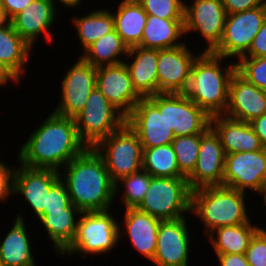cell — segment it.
<instances>
[{"instance_id":"1","label":"cell","mask_w":266,"mask_h":266,"mask_svg":"<svg viewBox=\"0 0 266 266\" xmlns=\"http://www.w3.org/2000/svg\"><path fill=\"white\" fill-rule=\"evenodd\" d=\"M26 137L18 151L17 163L29 168L60 171L88 147L79 138L75 120L51 112Z\"/></svg>"},{"instance_id":"2","label":"cell","mask_w":266,"mask_h":266,"mask_svg":"<svg viewBox=\"0 0 266 266\" xmlns=\"http://www.w3.org/2000/svg\"><path fill=\"white\" fill-rule=\"evenodd\" d=\"M60 171L71 203L81 212L112 210L116 200L115 183L93 148H87Z\"/></svg>"},{"instance_id":"3","label":"cell","mask_w":266,"mask_h":266,"mask_svg":"<svg viewBox=\"0 0 266 266\" xmlns=\"http://www.w3.org/2000/svg\"><path fill=\"white\" fill-rule=\"evenodd\" d=\"M223 60L228 61V58L201 52L193 63L190 81L184 93L211 117L225 113L230 80L236 71V61L232 60L227 65Z\"/></svg>"},{"instance_id":"4","label":"cell","mask_w":266,"mask_h":266,"mask_svg":"<svg viewBox=\"0 0 266 266\" xmlns=\"http://www.w3.org/2000/svg\"><path fill=\"white\" fill-rule=\"evenodd\" d=\"M225 186H206L191 192V213L204 224V233L219 227L252 222L247 194ZM247 207V208H246Z\"/></svg>"},{"instance_id":"5","label":"cell","mask_w":266,"mask_h":266,"mask_svg":"<svg viewBox=\"0 0 266 266\" xmlns=\"http://www.w3.org/2000/svg\"><path fill=\"white\" fill-rule=\"evenodd\" d=\"M110 211L82 212L73 241L60 255L83 258L90 254H106L116 248L119 243V217L115 218Z\"/></svg>"},{"instance_id":"6","label":"cell","mask_w":266,"mask_h":266,"mask_svg":"<svg viewBox=\"0 0 266 266\" xmlns=\"http://www.w3.org/2000/svg\"><path fill=\"white\" fill-rule=\"evenodd\" d=\"M191 192L186 177H152L142 202L136 207L160 220L191 214Z\"/></svg>"},{"instance_id":"7","label":"cell","mask_w":266,"mask_h":266,"mask_svg":"<svg viewBox=\"0 0 266 266\" xmlns=\"http://www.w3.org/2000/svg\"><path fill=\"white\" fill-rule=\"evenodd\" d=\"M93 149L103 159L114 183L142 169V145L127 122L99 141Z\"/></svg>"},{"instance_id":"8","label":"cell","mask_w":266,"mask_h":266,"mask_svg":"<svg viewBox=\"0 0 266 266\" xmlns=\"http://www.w3.org/2000/svg\"><path fill=\"white\" fill-rule=\"evenodd\" d=\"M81 141L93 148L126 123V117L96 87L83 109L74 117Z\"/></svg>"},{"instance_id":"9","label":"cell","mask_w":266,"mask_h":266,"mask_svg":"<svg viewBox=\"0 0 266 266\" xmlns=\"http://www.w3.org/2000/svg\"><path fill=\"white\" fill-rule=\"evenodd\" d=\"M126 122L137 133L142 148L171 144L175 138L165 120V93L141 98Z\"/></svg>"},{"instance_id":"10","label":"cell","mask_w":266,"mask_h":266,"mask_svg":"<svg viewBox=\"0 0 266 266\" xmlns=\"http://www.w3.org/2000/svg\"><path fill=\"white\" fill-rule=\"evenodd\" d=\"M265 17L266 2L250 10L227 14L222 39L211 53L230 58L229 60H238L248 52Z\"/></svg>"},{"instance_id":"11","label":"cell","mask_w":266,"mask_h":266,"mask_svg":"<svg viewBox=\"0 0 266 266\" xmlns=\"http://www.w3.org/2000/svg\"><path fill=\"white\" fill-rule=\"evenodd\" d=\"M226 16L222 0H186L184 35L198 32L207 42L202 52H212L222 39Z\"/></svg>"},{"instance_id":"12","label":"cell","mask_w":266,"mask_h":266,"mask_svg":"<svg viewBox=\"0 0 266 266\" xmlns=\"http://www.w3.org/2000/svg\"><path fill=\"white\" fill-rule=\"evenodd\" d=\"M61 80V95L56 108L58 115L74 118L85 106L88 96L96 88L97 67L80 56Z\"/></svg>"},{"instance_id":"13","label":"cell","mask_w":266,"mask_h":266,"mask_svg":"<svg viewBox=\"0 0 266 266\" xmlns=\"http://www.w3.org/2000/svg\"><path fill=\"white\" fill-rule=\"evenodd\" d=\"M266 182V147L258 151L226 154L223 186L256 194Z\"/></svg>"},{"instance_id":"14","label":"cell","mask_w":266,"mask_h":266,"mask_svg":"<svg viewBox=\"0 0 266 266\" xmlns=\"http://www.w3.org/2000/svg\"><path fill=\"white\" fill-rule=\"evenodd\" d=\"M190 48L184 43L173 48L158 49V93H185L193 63L200 55L190 51Z\"/></svg>"},{"instance_id":"15","label":"cell","mask_w":266,"mask_h":266,"mask_svg":"<svg viewBox=\"0 0 266 266\" xmlns=\"http://www.w3.org/2000/svg\"><path fill=\"white\" fill-rule=\"evenodd\" d=\"M188 217L161 220L153 266H188L191 244ZM191 243V244H190ZM190 255V256H189Z\"/></svg>"},{"instance_id":"16","label":"cell","mask_w":266,"mask_h":266,"mask_svg":"<svg viewBox=\"0 0 266 266\" xmlns=\"http://www.w3.org/2000/svg\"><path fill=\"white\" fill-rule=\"evenodd\" d=\"M226 153L219 135L210 126L200 134V149L195 169L187 177L191 190L206 186H223Z\"/></svg>"},{"instance_id":"17","label":"cell","mask_w":266,"mask_h":266,"mask_svg":"<svg viewBox=\"0 0 266 266\" xmlns=\"http://www.w3.org/2000/svg\"><path fill=\"white\" fill-rule=\"evenodd\" d=\"M96 87L126 118L141 100L132 86L130 73L124 62L97 67Z\"/></svg>"},{"instance_id":"18","label":"cell","mask_w":266,"mask_h":266,"mask_svg":"<svg viewBox=\"0 0 266 266\" xmlns=\"http://www.w3.org/2000/svg\"><path fill=\"white\" fill-rule=\"evenodd\" d=\"M60 171L29 168L18 163L14 175L13 194H20L34 216L41 217L46 207V193L60 179Z\"/></svg>"},{"instance_id":"19","label":"cell","mask_w":266,"mask_h":266,"mask_svg":"<svg viewBox=\"0 0 266 266\" xmlns=\"http://www.w3.org/2000/svg\"><path fill=\"white\" fill-rule=\"evenodd\" d=\"M165 120L175 137L202 134L211 126V116L185 94L165 93Z\"/></svg>"},{"instance_id":"20","label":"cell","mask_w":266,"mask_h":266,"mask_svg":"<svg viewBox=\"0 0 266 266\" xmlns=\"http://www.w3.org/2000/svg\"><path fill=\"white\" fill-rule=\"evenodd\" d=\"M52 0H34L27 8L14 16L10 23L15 31L34 48L36 40L44 35L48 43L53 42V34L50 32L57 22V11Z\"/></svg>"},{"instance_id":"21","label":"cell","mask_w":266,"mask_h":266,"mask_svg":"<svg viewBox=\"0 0 266 266\" xmlns=\"http://www.w3.org/2000/svg\"><path fill=\"white\" fill-rule=\"evenodd\" d=\"M266 113V92L247 81L237 71L229 84L228 105L225 116L244 122Z\"/></svg>"},{"instance_id":"22","label":"cell","mask_w":266,"mask_h":266,"mask_svg":"<svg viewBox=\"0 0 266 266\" xmlns=\"http://www.w3.org/2000/svg\"><path fill=\"white\" fill-rule=\"evenodd\" d=\"M124 210L123 224H120V220L118 224L119 245L123 233H126V238H129L131 247L138 251L141 256L146 257L148 261H152L156 251L157 233L161 220L138 208H126Z\"/></svg>"},{"instance_id":"23","label":"cell","mask_w":266,"mask_h":266,"mask_svg":"<svg viewBox=\"0 0 266 266\" xmlns=\"http://www.w3.org/2000/svg\"><path fill=\"white\" fill-rule=\"evenodd\" d=\"M157 58L158 49L140 46L129 48L125 57L128 61L124 63L129 70L132 86L141 98L158 93Z\"/></svg>"},{"instance_id":"24","label":"cell","mask_w":266,"mask_h":266,"mask_svg":"<svg viewBox=\"0 0 266 266\" xmlns=\"http://www.w3.org/2000/svg\"><path fill=\"white\" fill-rule=\"evenodd\" d=\"M211 127L219 135L226 154L265 148L249 122L235 120L224 114L215 115L211 117Z\"/></svg>"},{"instance_id":"25","label":"cell","mask_w":266,"mask_h":266,"mask_svg":"<svg viewBox=\"0 0 266 266\" xmlns=\"http://www.w3.org/2000/svg\"><path fill=\"white\" fill-rule=\"evenodd\" d=\"M25 218L17 213L12 228L0 240V265L36 266Z\"/></svg>"},{"instance_id":"26","label":"cell","mask_w":266,"mask_h":266,"mask_svg":"<svg viewBox=\"0 0 266 266\" xmlns=\"http://www.w3.org/2000/svg\"><path fill=\"white\" fill-rule=\"evenodd\" d=\"M82 212L71 204L63 211H44L38 218L47 236L54 244V252L60 255L73 241ZM47 230V231H46Z\"/></svg>"},{"instance_id":"27","label":"cell","mask_w":266,"mask_h":266,"mask_svg":"<svg viewBox=\"0 0 266 266\" xmlns=\"http://www.w3.org/2000/svg\"><path fill=\"white\" fill-rule=\"evenodd\" d=\"M33 48L15 31L10 23L0 29V63L20 83L27 74L28 59Z\"/></svg>"},{"instance_id":"28","label":"cell","mask_w":266,"mask_h":266,"mask_svg":"<svg viewBox=\"0 0 266 266\" xmlns=\"http://www.w3.org/2000/svg\"><path fill=\"white\" fill-rule=\"evenodd\" d=\"M181 37L184 40L187 38L184 35V19H163L148 15L138 46L151 49L173 48L185 43Z\"/></svg>"},{"instance_id":"29","label":"cell","mask_w":266,"mask_h":266,"mask_svg":"<svg viewBox=\"0 0 266 266\" xmlns=\"http://www.w3.org/2000/svg\"><path fill=\"white\" fill-rule=\"evenodd\" d=\"M116 11H112L114 30L128 48L141 43L147 13L137 0H121Z\"/></svg>"},{"instance_id":"30","label":"cell","mask_w":266,"mask_h":266,"mask_svg":"<svg viewBox=\"0 0 266 266\" xmlns=\"http://www.w3.org/2000/svg\"><path fill=\"white\" fill-rule=\"evenodd\" d=\"M247 222L239 225L219 227L206 238L213 246L215 255L245 254L251 238L260 229L256 223Z\"/></svg>"},{"instance_id":"31","label":"cell","mask_w":266,"mask_h":266,"mask_svg":"<svg viewBox=\"0 0 266 266\" xmlns=\"http://www.w3.org/2000/svg\"><path fill=\"white\" fill-rule=\"evenodd\" d=\"M100 8V9H99ZM78 17L72 18V25H74L75 33L77 34L80 50L83 52L95 41L114 30V20L111 9L98 7L92 9V12H87Z\"/></svg>"},{"instance_id":"32","label":"cell","mask_w":266,"mask_h":266,"mask_svg":"<svg viewBox=\"0 0 266 266\" xmlns=\"http://www.w3.org/2000/svg\"><path fill=\"white\" fill-rule=\"evenodd\" d=\"M128 50V46L123 42L119 34L113 30L91 44L79 56L92 66L100 67L124 62L123 56L126 57L128 55Z\"/></svg>"},{"instance_id":"33","label":"cell","mask_w":266,"mask_h":266,"mask_svg":"<svg viewBox=\"0 0 266 266\" xmlns=\"http://www.w3.org/2000/svg\"><path fill=\"white\" fill-rule=\"evenodd\" d=\"M142 169L152 177H185L180 171L171 144L142 148Z\"/></svg>"},{"instance_id":"34","label":"cell","mask_w":266,"mask_h":266,"mask_svg":"<svg viewBox=\"0 0 266 266\" xmlns=\"http://www.w3.org/2000/svg\"><path fill=\"white\" fill-rule=\"evenodd\" d=\"M152 176L145 170L133 173L121 178L115 183V197L121 194V201L124 208H136L143 200L151 183ZM123 188H122V187ZM121 188L123 190H121ZM123 192V194H122Z\"/></svg>"},{"instance_id":"35","label":"cell","mask_w":266,"mask_h":266,"mask_svg":"<svg viewBox=\"0 0 266 266\" xmlns=\"http://www.w3.org/2000/svg\"><path fill=\"white\" fill-rule=\"evenodd\" d=\"M179 171L187 178L195 169L200 149V134L177 136L171 142Z\"/></svg>"},{"instance_id":"36","label":"cell","mask_w":266,"mask_h":266,"mask_svg":"<svg viewBox=\"0 0 266 266\" xmlns=\"http://www.w3.org/2000/svg\"><path fill=\"white\" fill-rule=\"evenodd\" d=\"M236 71L266 92V57H240L236 61Z\"/></svg>"},{"instance_id":"37","label":"cell","mask_w":266,"mask_h":266,"mask_svg":"<svg viewBox=\"0 0 266 266\" xmlns=\"http://www.w3.org/2000/svg\"><path fill=\"white\" fill-rule=\"evenodd\" d=\"M147 15L163 19H184L185 0H137Z\"/></svg>"},{"instance_id":"38","label":"cell","mask_w":266,"mask_h":266,"mask_svg":"<svg viewBox=\"0 0 266 266\" xmlns=\"http://www.w3.org/2000/svg\"><path fill=\"white\" fill-rule=\"evenodd\" d=\"M259 227L245 252L250 266H266V228Z\"/></svg>"},{"instance_id":"39","label":"cell","mask_w":266,"mask_h":266,"mask_svg":"<svg viewBox=\"0 0 266 266\" xmlns=\"http://www.w3.org/2000/svg\"><path fill=\"white\" fill-rule=\"evenodd\" d=\"M71 200L65 183L59 179L46 193L44 211H63L71 205Z\"/></svg>"},{"instance_id":"40","label":"cell","mask_w":266,"mask_h":266,"mask_svg":"<svg viewBox=\"0 0 266 266\" xmlns=\"http://www.w3.org/2000/svg\"><path fill=\"white\" fill-rule=\"evenodd\" d=\"M0 159V203L6 201L9 196L15 197L14 189V175L17 164L12 167L9 164L3 163Z\"/></svg>"},{"instance_id":"41","label":"cell","mask_w":266,"mask_h":266,"mask_svg":"<svg viewBox=\"0 0 266 266\" xmlns=\"http://www.w3.org/2000/svg\"><path fill=\"white\" fill-rule=\"evenodd\" d=\"M242 57H266V17L260 31L252 40L248 52Z\"/></svg>"},{"instance_id":"42","label":"cell","mask_w":266,"mask_h":266,"mask_svg":"<svg viewBox=\"0 0 266 266\" xmlns=\"http://www.w3.org/2000/svg\"><path fill=\"white\" fill-rule=\"evenodd\" d=\"M266 0H222L227 14H233L262 6Z\"/></svg>"},{"instance_id":"43","label":"cell","mask_w":266,"mask_h":266,"mask_svg":"<svg viewBox=\"0 0 266 266\" xmlns=\"http://www.w3.org/2000/svg\"><path fill=\"white\" fill-rule=\"evenodd\" d=\"M34 0H0L2 8L11 20L19 12L23 11Z\"/></svg>"},{"instance_id":"44","label":"cell","mask_w":266,"mask_h":266,"mask_svg":"<svg viewBox=\"0 0 266 266\" xmlns=\"http://www.w3.org/2000/svg\"><path fill=\"white\" fill-rule=\"evenodd\" d=\"M219 266H250L245 254H218Z\"/></svg>"},{"instance_id":"45","label":"cell","mask_w":266,"mask_h":266,"mask_svg":"<svg viewBox=\"0 0 266 266\" xmlns=\"http://www.w3.org/2000/svg\"><path fill=\"white\" fill-rule=\"evenodd\" d=\"M249 123L256 135L260 138L261 143L266 147V113L260 117L254 118Z\"/></svg>"},{"instance_id":"46","label":"cell","mask_w":266,"mask_h":266,"mask_svg":"<svg viewBox=\"0 0 266 266\" xmlns=\"http://www.w3.org/2000/svg\"><path fill=\"white\" fill-rule=\"evenodd\" d=\"M9 82L16 83V85L19 83L0 63V87L5 86Z\"/></svg>"},{"instance_id":"47","label":"cell","mask_w":266,"mask_h":266,"mask_svg":"<svg viewBox=\"0 0 266 266\" xmlns=\"http://www.w3.org/2000/svg\"><path fill=\"white\" fill-rule=\"evenodd\" d=\"M55 4L59 3L64 5L63 7L72 8L73 10L78 8L83 0H52Z\"/></svg>"},{"instance_id":"48","label":"cell","mask_w":266,"mask_h":266,"mask_svg":"<svg viewBox=\"0 0 266 266\" xmlns=\"http://www.w3.org/2000/svg\"><path fill=\"white\" fill-rule=\"evenodd\" d=\"M10 24V19L8 18L5 10L2 8L0 4V29L5 28Z\"/></svg>"},{"instance_id":"49","label":"cell","mask_w":266,"mask_h":266,"mask_svg":"<svg viewBox=\"0 0 266 266\" xmlns=\"http://www.w3.org/2000/svg\"><path fill=\"white\" fill-rule=\"evenodd\" d=\"M256 194L263 197V203H264L265 208H266V182L262 185V187L260 188V190Z\"/></svg>"}]
</instances>
